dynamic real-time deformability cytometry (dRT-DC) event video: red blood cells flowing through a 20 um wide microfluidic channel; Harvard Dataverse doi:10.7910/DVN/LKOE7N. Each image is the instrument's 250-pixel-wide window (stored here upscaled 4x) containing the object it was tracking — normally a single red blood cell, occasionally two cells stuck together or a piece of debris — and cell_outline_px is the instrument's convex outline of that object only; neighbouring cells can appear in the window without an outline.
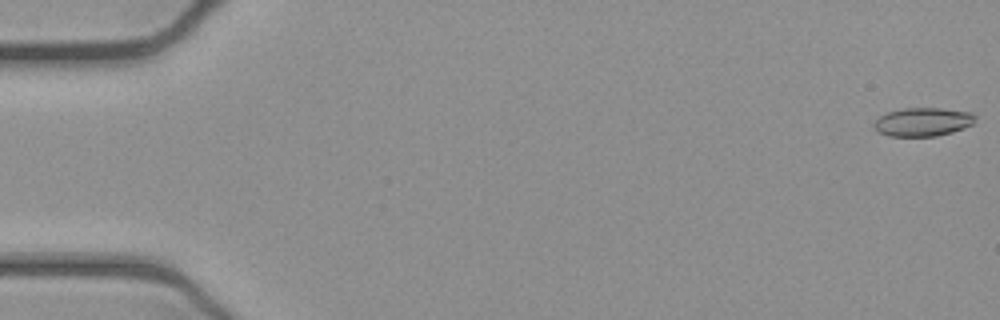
{"species": "common noctule bat (a hibernating species)", "species_latin": "Nyctalus noctula", "temperature_condition": "cold", "stored_images_in_passage": 53, "camera_frame_rate_fps": 3000, "um_per_image_px": 0.085, "animal": {"sex": "female", "body_mass_g": 21.9}, "frame": {"image": 1, "passage_image": 1, "time_ms": 0.0, "image_size_px": [1000, 320], "cell_outline_px": [[976, 116], [972, 124], [964, 128], [952, 132], [936, 136], [888, 136], [876, 132], [872, 128], [872, 124], [880, 116], [888, 112], [904, 108], [940, 108], [972, 112]], "centroid_in_image_um": [78.41, 10.37], "position_along_channel_um": 6.6, "area_um2": 16.99}}
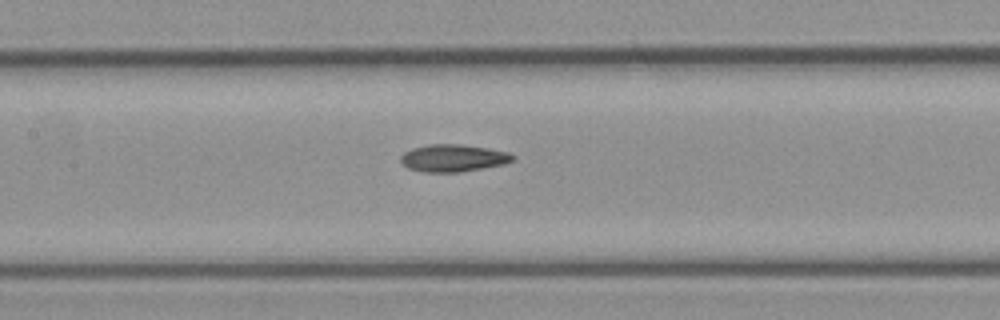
{"frame": {"image": 2, "passage_image": 25, "time_ms": 8.0, "image_size_px": [1000, 320], "cell_outline_px": [[516, 156], [512, 160], [504, 164], [460, 172], [424, 172], [408, 168], [400, 160], [400, 156], [404, 152], [412, 148], [428, 144], [460, 144], [488, 148], [508, 152]], "centroid_in_image_um": [38.51, 13.43], "position_along_channel_um": 168.9, "area_um2": 17.8}}
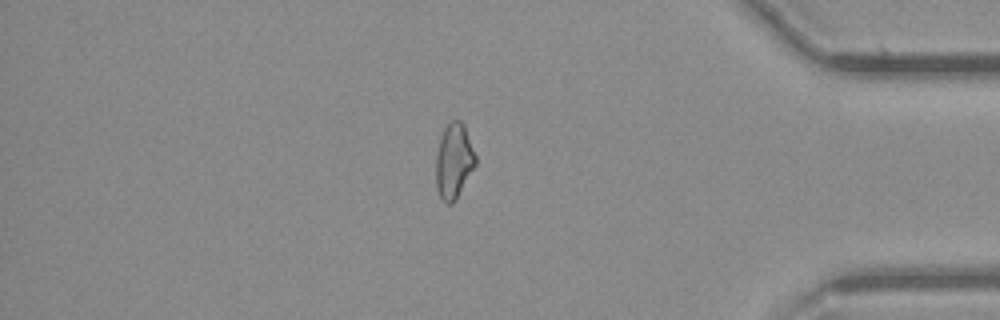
{"frame": {"image": 3, "passage_image": 45, "time_ms": 14.667, "image_size_px": [1000, 320], "cell_outline_px": [[476, 164], [456, 200], [452, 204], [448, 204], [440, 196], [436, 188], [436, 156], [440, 140], [444, 128], [452, 120], [460, 120], [464, 124], [476, 156]], "centroid_in_image_um": [38.58, 13.7], "position_along_channel_um": 396.6, "area_um2": 17.22}, "authors_computed_cell_mechanics": {"area_um2": 17.5712, "velocity_mm_per_s": 3.905, "shape_relaxation_time_tau1_ms": 5.2562, "shape_relaxation_time_tau2_ms": 11.3662, "deformation_change_tau1": 0.1394, "deformation_change_tau2": 0.1925}}